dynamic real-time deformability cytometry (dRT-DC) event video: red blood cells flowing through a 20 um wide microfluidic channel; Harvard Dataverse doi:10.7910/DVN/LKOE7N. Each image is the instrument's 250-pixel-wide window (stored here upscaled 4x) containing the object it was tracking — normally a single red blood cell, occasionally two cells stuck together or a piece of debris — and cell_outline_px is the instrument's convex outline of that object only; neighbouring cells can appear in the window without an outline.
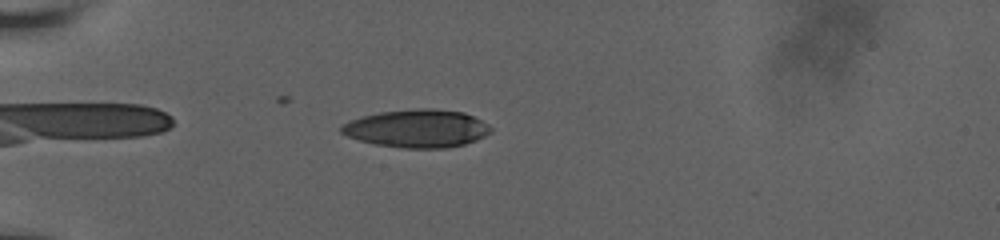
{"species": "human", "species_latin": "Homo sapiens", "temperature_condition": "room temperature", "stored_images_in_passage": 45, "camera_frame_rate_fps": 3000, "um_per_image_px": 0.085, "donor": {"sex": "male"}, "frame": {"image": 1, "passage_image": 6, "time_ms": 1.667, "image_size_px": [1000, 240], "cell_outline_px": [[492, 132], [476, 140], [464, 144], [444, 148], [404, 148], [376, 144], [360, 140], [348, 136], [340, 132], [340, 128], [348, 120], [360, 116], [380, 112], [420, 108], [432, 108], [464, 112], [488, 124], [492, 128]], "centroid_in_image_um": [35.45, 10.91], "position_along_channel_um": 49.6, "area_um2": 33.0}}
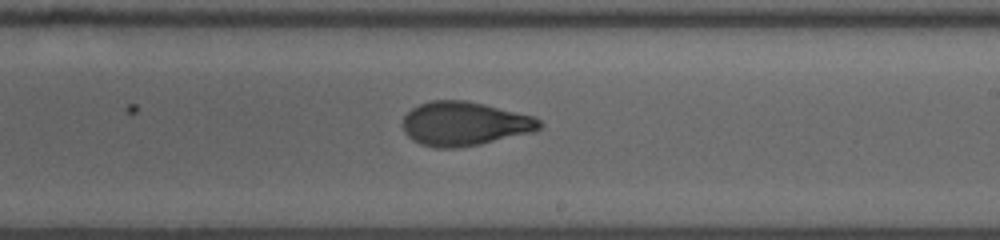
{"frame": {"image": 2, "passage_image": 24, "time_ms": 7.667, "image_size_px": [1000, 240], "cell_outline_px": [[540, 128], [532, 132], [480, 144], [456, 148], [436, 148], [420, 144], [412, 140], [404, 132], [404, 116], [412, 108], [420, 104], [432, 100], [464, 100], [484, 104], [536, 116], [540, 120]], "centroid_in_image_um": [39.48, 10.51], "position_along_channel_um": 249.5, "area_um2": 34.97}}
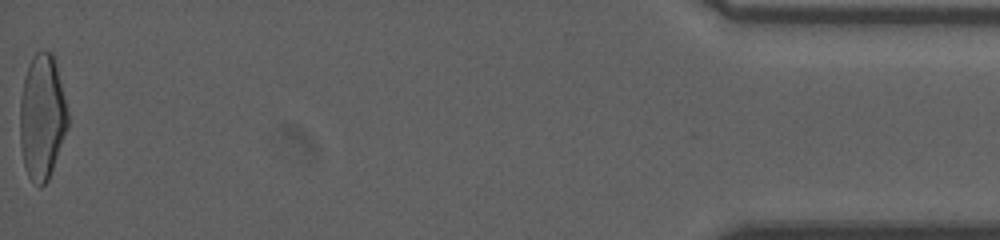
{"frame": {"image": 3, "passage_image": 45, "time_ms": 14.667, "image_size_px": [1000, 240], "cell_outline_px": [[68, 128], [48, 180], [40, 188], [28, 176], [24, 164], [20, 144], [20, 100], [24, 80], [28, 64], [32, 56], [36, 52], [52, 52], [56, 64], [68, 112]], "centroid_in_image_um": [3.57, 9.96], "position_along_channel_um": 431.6, "area_um2": 34.74}, "authors_computed_cell_mechanics": {"area_um2": 34.4488, "velocity_mm_per_s": 3.8418, "shape_relaxation_time_tau1_ms": 7.4584, "shape_relaxation_time_tau2_ms": 1.6756, "deformation_change_tau1": 0.2532, "deformation_change_tau2": 0.0693}}